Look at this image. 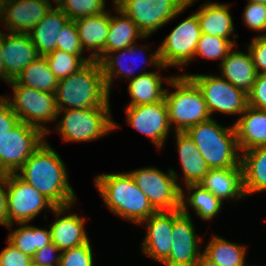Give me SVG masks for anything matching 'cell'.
Returning <instances> with one entry per match:
<instances>
[{
    "mask_svg": "<svg viewBox=\"0 0 266 266\" xmlns=\"http://www.w3.org/2000/svg\"><path fill=\"white\" fill-rule=\"evenodd\" d=\"M17 176L34 187L56 207L72 205L76 195L68 183L66 167L59 155L44 142L18 170Z\"/></svg>",
    "mask_w": 266,
    "mask_h": 266,
    "instance_id": "cell-1",
    "label": "cell"
},
{
    "mask_svg": "<svg viewBox=\"0 0 266 266\" xmlns=\"http://www.w3.org/2000/svg\"><path fill=\"white\" fill-rule=\"evenodd\" d=\"M55 95L58 110H66L64 104L72 106L70 109L110 107V92L101 65L94 59L77 72L58 80Z\"/></svg>",
    "mask_w": 266,
    "mask_h": 266,
    "instance_id": "cell-2",
    "label": "cell"
},
{
    "mask_svg": "<svg viewBox=\"0 0 266 266\" xmlns=\"http://www.w3.org/2000/svg\"><path fill=\"white\" fill-rule=\"evenodd\" d=\"M94 181L105 204L120 217L139 224L156 212L130 173L98 175Z\"/></svg>",
    "mask_w": 266,
    "mask_h": 266,
    "instance_id": "cell-3",
    "label": "cell"
},
{
    "mask_svg": "<svg viewBox=\"0 0 266 266\" xmlns=\"http://www.w3.org/2000/svg\"><path fill=\"white\" fill-rule=\"evenodd\" d=\"M186 132L210 169L231 168L240 164L234 125L224 128L211 118L190 127Z\"/></svg>",
    "mask_w": 266,
    "mask_h": 266,
    "instance_id": "cell-4",
    "label": "cell"
},
{
    "mask_svg": "<svg viewBox=\"0 0 266 266\" xmlns=\"http://www.w3.org/2000/svg\"><path fill=\"white\" fill-rule=\"evenodd\" d=\"M176 90L165 91L170 125L175 123V132H186L190 127L211 119L203 94L196 83L187 76L179 75L166 79Z\"/></svg>",
    "mask_w": 266,
    "mask_h": 266,
    "instance_id": "cell-5",
    "label": "cell"
},
{
    "mask_svg": "<svg viewBox=\"0 0 266 266\" xmlns=\"http://www.w3.org/2000/svg\"><path fill=\"white\" fill-rule=\"evenodd\" d=\"M110 107H92L87 109L58 110L64 111V117L58 122V130L63 139L68 141H93L103 137L118 125L110 118Z\"/></svg>",
    "mask_w": 266,
    "mask_h": 266,
    "instance_id": "cell-6",
    "label": "cell"
},
{
    "mask_svg": "<svg viewBox=\"0 0 266 266\" xmlns=\"http://www.w3.org/2000/svg\"><path fill=\"white\" fill-rule=\"evenodd\" d=\"M6 187L8 227L14 225V221L18 224L29 223L47 207H50L59 217L72 206L56 207L34 187L20 179L17 174H6Z\"/></svg>",
    "mask_w": 266,
    "mask_h": 266,
    "instance_id": "cell-7",
    "label": "cell"
},
{
    "mask_svg": "<svg viewBox=\"0 0 266 266\" xmlns=\"http://www.w3.org/2000/svg\"><path fill=\"white\" fill-rule=\"evenodd\" d=\"M196 0H113V3L150 36Z\"/></svg>",
    "mask_w": 266,
    "mask_h": 266,
    "instance_id": "cell-8",
    "label": "cell"
},
{
    "mask_svg": "<svg viewBox=\"0 0 266 266\" xmlns=\"http://www.w3.org/2000/svg\"><path fill=\"white\" fill-rule=\"evenodd\" d=\"M200 36V24L194 13L172 30L158 50L151 54L148 64L156 65L158 69L187 64L194 57Z\"/></svg>",
    "mask_w": 266,
    "mask_h": 266,
    "instance_id": "cell-9",
    "label": "cell"
},
{
    "mask_svg": "<svg viewBox=\"0 0 266 266\" xmlns=\"http://www.w3.org/2000/svg\"><path fill=\"white\" fill-rule=\"evenodd\" d=\"M9 83L14 91V99L7 100L13 112L21 122L35 126L47 134L49 131L40 123L55 121L58 117L55 93L18 85L14 80Z\"/></svg>",
    "mask_w": 266,
    "mask_h": 266,
    "instance_id": "cell-10",
    "label": "cell"
},
{
    "mask_svg": "<svg viewBox=\"0 0 266 266\" xmlns=\"http://www.w3.org/2000/svg\"><path fill=\"white\" fill-rule=\"evenodd\" d=\"M129 173L156 211L180 208L181 186L176 182L177 174L174 170L164 174L155 167H146Z\"/></svg>",
    "mask_w": 266,
    "mask_h": 266,
    "instance_id": "cell-11",
    "label": "cell"
},
{
    "mask_svg": "<svg viewBox=\"0 0 266 266\" xmlns=\"http://www.w3.org/2000/svg\"><path fill=\"white\" fill-rule=\"evenodd\" d=\"M44 136L39 128L21 121L10 130L0 140V169L4 174H16L44 142Z\"/></svg>",
    "mask_w": 266,
    "mask_h": 266,
    "instance_id": "cell-12",
    "label": "cell"
},
{
    "mask_svg": "<svg viewBox=\"0 0 266 266\" xmlns=\"http://www.w3.org/2000/svg\"><path fill=\"white\" fill-rule=\"evenodd\" d=\"M183 76L190 77L199 87L210 115L214 111L224 114H242L248 106L247 94L221 76L200 74Z\"/></svg>",
    "mask_w": 266,
    "mask_h": 266,
    "instance_id": "cell-13",
    "label": "cell"
},
{
    "mask_svg": "<svg viewBox=\"0 0 266 266\" xmlns=\"http://www.w3.org/2000/svg\"><path fill=\"white\" fill-rule=\"evenodd\" d=\"M172 247L169 257L163 262L166 266H196L200 253L199 238L188 212L173 210ZM198 241V242H197Z\"/></svg>",
    "mask_w": 266,
    "mask_h": 266,
    "instance_id": "cell-14",
    "label": "cell"
},
{
    "mask_svg": "<svg viewBox=\"0 0 266 266\" xmlns=\"http://www.w3.org/2000/svg\"><path fill=\"white\" fill-rule=\"evenodd\" d=\"M126 112L129 124L150 137L158 149L161 148L171 126L165 99L146 105L127 106Z\"/></svg>",
    "mask_w": 266,
    "mask_h": 266,
    "instance_id": "cell-15",
    "label": "cell"
},
{
    "mask_svg": "<svg viewBox=\"0 0 266 266\" xmlns=\"http://www.w3.org/2000/svg\"><path fill=\"white\" fill-rule=\"evenodd\" d=\"M49 0H0V21L12 33H29L51 10Z\"/></svg>",
    "mask_w": 266,
    "mask_h": 266,
    "instance_id": "cell-16",
    "label": "cell"
},
{
    "mask_svg": "<svg viewBox=\"0 0 266 266\" xmlns=\"http://www.w3.org/2000/svg\"><path fill=\"white\" fill-rule=\"evenodd\" d=\"M146 222L147 234L144 238L143 251L149 257L163 263L170 254L172 247L173 210L156 211Z\"/></svg>",
    "mask_w": 266,
    "mask_h": 266,
    "instance_id": "cell-17",
    "label": "cell"
},
{
    "mask_svg": "<svg viewBox=\"0 0 266 266\" xmlns=\"http://www.w3.org/2000/svg\"><path fill=\"white\" fill-rule=\"evenodd\" d=\"M40 55L27 33H3L5 82L16 79L20 72Z\"/></svg>",
    "mask_w": 266,
    "mask_h": 266,
    "instance_id": "cell-18",
    "label": "cell"
},
{
    "mask_svg": "<svg viewBox=\"0 0 266 266\" xmlns=\"http://www.w3.org/2000/svg\"><path fill=\"white\" fill-rule=\"evenodd\" d=\"M206 190L210 191L221 202L225 199L242 198L243 177L241 163L231 168L210 169L199 182Z\"/></svg>",
    "mask_w": 266,
    "mask_h": 266,
    "instance_id": "cell-19",
    "label": "cell"
},
{
    "mask_svg": "<svg viewBox=\"0 0 266 266\" xmlns=\"http://www.w3.org/2000/svg\"><path fill=\"white\" fill-rule=\"evenodd\" d=\"M242 114L234 124L239 150L266 146V110L248 105Z\"/></svg>",
    "mask_w": 266,
    "mask_h": 266,
    "instance_id": "cell-20",
    "label": "cell"
},
{
    "mask_svg": "<svg viewBox=\"0 0 266 266\" xmlns=\"http://www.w3.org/2000/svg\"><path fill=\"white\" fill-rule=\"evenodd\" d=\"M221 71L225 80L234 87L248 94L257 77V71L250 52L230 51L227 57L221 62Z\"/></svg>",
    "mask_w": 266,
    "mask_h": 266,
    "instance_id": "cell-21",
    "label": "cell"
},
{
    "mask_svg": "<svg viewBox=\"0 0 266 266\" xmlns=\"http://www.w3.org/2000/svg\"><path fill=\"white\" fill-rule=\"evenodd\" d=\"M70 19L56 6L28 33L40 56L56 49L57 37Z\"/></svg>",
    "mask_w": 266,
    "mask_h": 266,
    "instance_id": "cell-22",
    "label": "cell"
},
{
    "mask_svg": "<svg viewBox=\"0 0 266 266\" xmlns=\"http://www.w3.org/2000/svg\"><path fill=\"white\" fill-rule=\"evenodd\" d=\"M82 48L92 49L90 58L96 59L104 50L105 41L110 27V13L85 16L75 19Z\"/></svg>",
    "mask_w": 266,
    "mask_h": 266,
    "instance_id": "cell-23",
    "label": "cell"
},
{
    "mask_svg": "<svg viewBox=\"0 0 266 266\" xmlns=\"http://www.w3.org/2000/svg\"><path fill=\"white\" fill-rule=\"evenodd\" d=\"M116 8L117 13H120L121 17L110 15V27L105 41L104 50L95 59L98 62H100L108 53L128 48L133 45L137 37L147 38V36L143 35L130 17L122 12L118 7Z\"/></svg>",
    "mask_w": 266,
    "mask_h": 266,
    "instance_id": "cell-24",
    "label": "cell"
},
{
    "mask_svg": "<svg viewBox=\"0 0 266 266\" xmlns=\"http://www.w3.org/2000/svg\"><path fill=\"white\" fill-rule=\"evenodd\" d=\"M175 133L186 185L199 183L208 173L210 167L187 132Z\"/></svg>",
    "mask_w": 266,
    "mask_h": 266,
    "instance_id": "cell-25",
    "label": "cell"
},
{
    "mask_svg": "<svg viewBox=\"0 0 266 266\" xmlns=\"http://www.w3.org/2000/svg\"><path fill=\"white\" fill-rule=\"evenodd\" d=\"M241 154L245 196L266 190V146L250 148Z\"/></svg>",
    "mask_w": 266,
    "mask_h": 266,
    "instance_id": "cell-26",
    "label": "cell"
},
{
    "mask_svg": "<svg viewBox=\"0 0 266 266\" xmlns=\"http://www.w3.org/2000/svg\"><path fill=\"white\" fill-rule=\"evenodd\" d=\"M84 222V218H80L76 214L66 215L56 220L49 226L51 231V242L54 243L61 252L89 242L85 232Z\"/></svg>",
    "mask_w": 266,
    "mask_h": 266,
    "instance_id": "cell-27",
    "label": "cell"
},
{
    "mask_svg": "<svg viewBox=\"0 0 266 266\" xmlns=\"http://www.w3.org/2000/svg\"><path fill=\"white\" fill-rule=\"evenodd\" d=\"M229 5L219 3H205L196 12L201 33L229 39L234 32V26L229 13Z\"/></svg>",
    "mask_w": 266,
    "mask_h": 266,
    "instance_id": "cell-28",
    "label": "cell"
},
{
    "mask_svg": "<svg viewBox=\"0 0 266 266\" xmlns=\"http://www.w3.org/2000/svg\"><path fill=\"white\" fill-rule=\"evenodd\" d=\"M154 72H142L130 79L128 91L132 97L127 106L146 105L164 99L166 89L162 87L161 75Z\"/></svg>",
    "mask_w": 266,
    "mask_h": 266,
    "instance_id": "cell-29",
    "label": "cell"
},
{
    "mask_svg": "<svg viewBox=\"0 0 266 266\" xmlns=\"http://www.w3.org/2000/svg\"><path fill=\"white\" fill-rule=\"evenodd\" d=\"M18 85L56 93L58 79L49 68L45 56L29 63L14 80Z\"/></svg>",
    "mask_w": 266,
    "mask_h": 266,
    "instance_id": "cell-30",
    "label": "cell"
},
{
    "mask_svg": "<svg viewBox=\"0 0 266 266\" xmlns=\"http://www.w3.org/2000/svg\"><path fill=\"white\" fill-rule=\"evenodd\" d=\"M18 229L8 235V240L15 248L31 257L36 251L51 243V231L20 223Z\"/></svg>",
    "mask_w": 266,
    "mask_h": 266,
    "instance_id": "cell-31",
    "label": "cell"
},
{
    "mask_svg": "<svg viewBox=\"0 0 266 266\" xmlns=\"http://www.w3.org/2000/svg\"><path fill=\"white\" fill-rule=\"evenodd\" d=\"M187 187L192 194L189 195L186 203L183 194L185 192L181 188V212H187L186 205L188 204L195 209L196 214L203 220H210L213 216L218 214V211L221 209L222 202L217 197L199 183H191L188 184Z\"/></svg>",
    "mask_w": 266,
    "mask_h": 266,
    "instance_id": "cell-32",
    "label": "cell"
},
{
    "mask_svg": "<svg viewBox=\"0 0 266 266\" xmlns=\"http://www.w3.org/2000/svg\"><path fill=\"white\" fill-rule=\"evenodd\" d=\"M245 251L244 246L214 236L203 254L219 266H245Z\"/></svg>",
    "mask_w": 266,
    "mask_h": 266,
    "instance_id": "cell-33",
    "label": "cell"
},
{
    "mask_svg": "<svg viewBox=\"0 0 266 266\" xmlns=\"http://www.w3.org/2000/svg\"><path fill=\"white\" fill-rule=\"evenodd\" d=\"M137 48L138 47H136V45L133 44V45L129 46L128 48H124V49H121V50L113 51L111 53H108L99 62L100 65H101V68H102V73H103V76L105 78V83H106V87H107L108 91H110V89H111L110 86H111V84L113 82V78H114L115 75L117 77H120L121 78V76L124 74L126 77H128L129 79H131L130 76L133 75V72H132L133 68L129 69L128 67L124 66L125 59H124L123 55L125 56L126 53H127L128 55L131 54V57H132V55L134 57V54H136V52H137V51L135 52V50H137ZM117 52L119 54H117ZM114 54L115 55L117 54L118 57L115 56ZM123 59H124V61H123ZM141 62H143V61L141 60Z\"/></svg>",
    "mask_w": 266,
    "mask_h": 266,
    "instance_id": "cell-34",
    "label": "cell"
},
{
    "mask_svg": "<svg viewBox=\"0 0 266 266\" xmlns=\"http://www.w3.org/2000/svg\"><path fill=\"white\" fill-rule=\"evenodd\" d=\"M236 40L232 42L230 39L219 36H212L206 33H201L200 39L195 49V56H202L208 59H220L222 61L227 57Z\"/></svg>",
    "mask_w": 266,
    "mask_h": 266,
    "instance_id": "cell-35",
    "label": "cell"
},
{
    "mask_svg": "<svg viewBox=\"0 0 266 266\" xmlns=\"http://www.w3.org/2000/svg\"><path fill=\"white\" fill-rule=\"evenodd\" d=\"M47 64L58 80L77 72L86 63L78 56L55 49L45 56Z\"/></svg>",
    "mask_w": 266,
    "mask_h": 266,
    "instance_id": "cell-36",
    "label": "cell"
},
{
    "mask_svg": "<svg viewBox=\"0 0 266 266\" xmlns=\"http://www.w3.org/2000/svg\"><path fill=\"white\" fill-rule=\"evenodd\" d=\"M57 7L70 20L106 12L105 0H60Z\"/></svg>",
    "mask_w": 266,
    "mask_h": 266,
    "instance_id": "cell-37",
    "label": "cell"
},
{
    "mask_svg": "<svg viewBox=\"0 0 266 266\" xmlns=\"http://www.w3.org/2000/svg\"><path fill=\"white\" fill-rule=\"evenodd\" d=\"M56 49L66 53L78 55L85 63L91 62L93 59L82 57L84 49L82 48L75 20H69L62 28L57 37Z\"/></svg>",
    "mask_w": 266,
    "mask_h": 266,
    "instance_id": "cell-38",
    "label": "cell"
},
{
    "mask_svg": "<svg viewBox=\"0 0 266 266\" xmlns=\"http://www.w3.org/2000/svg\"><path fill=\"white\" fill-rule=\"evenodd\" d=\"M59 266H93V254L90 241L71 249L60 252Z\"/></svg>",
    "mask_w": 266,
    "mask_h": 266,
    "instance_id": "cell-39",
    "label": "cell"
},
{
    "mask_svg": "<svg viewBox=\"0 0 266 266\" xmlns=\"http://www.w3.org/2000/svg\"><path fill=\"white\" fill-rule=\"evenodd\" d=\"M243 19L246 26L254 31H266V4L248 1Z\"/></svg>",
    "mask_w": 266,
    "mask_h": 266,
    "instance_id": "cell-40",
    "label": "cell"
},
{
    "mask_svg": "<svg viewBox=\"0 0 266 266\" xmlns=\"http://www.w3.org/2000/svg\"><path fill=\"white\" fill-rule=\"evenodd\" d=\"M248 50L251 54L257 74H265L266 73V33L261 36L259 35L253 38L250 46L248 47Z\"/></svg>",
    "mask_w": 266,
    "mask_h": 266,
    "instance_id": "cell-41",
    "label": "cell"
},
{
    "mask_svg": "<svg viewBox=\"0 0 266 266\" xmlns=\"http://www.w3.org/2000/svg\"><path fill=\"white\" fill-rule=\"evenodd\" d=\"M0 266H32V257L22 253L8 241V246L0 253Z\"/></svg>",
    "mask_w": 266,
    "mask_h": 266,
    "instance_id": "cell-42",
    "label": "cell"
},
{
    "mask_svg": "<svg viewBox=\"0 0 266 266\" xmlns=\"http://www.w3.org/2000/svg\"><path fill=\"white\" fill-rule=\"evenodd\" d=\"M247 96L249 106L266 110V73L257 74L252 89Z\"/></svg>",
    "mask_w": 266,
    "mask_h": 266,
    "instance_id": "cell-43",
    "label": "cell"
},
{
    "mask_svg": "<svg viewBox=\"0 0 266 266\" xmlns=\"http://www.w3.org/2000/svg\"><path fill=\"white\" fill-rule=\"evenodd\" d=\"M20 122L13 112L8 100L0 98V140Z\"/></svg>",
    "mask_w": 266,
    "mask_h": 266,
    "instance_id": "cell-44",
    "label": "cell"
},
{
    "mask_svg": "<svg viewBox=\"0 0 266 266\" xmlns=\"http://www.w3.org/2000/svg\"><path fill=\"white\" fill-rule=\"evenodd\" d=\"M57 251L61 250L51 242L43 249L36 251L32 257V266H59L61 254L57 256L53 255L56 254Z\"/></svg>",
    "mask_w": 266,
    "mask_h": 266,
    "instance_id": "cell-45",
    "label": "cell"
},
{
    "mask_svg": "<svg viewBox=\"0 0 266 266\" xmlns=\"http://www.w3.org/2000/svg\"><path fill=\"white\" fill-rule=\"evenodd\" d=\"M0 184V224L8 227L6 175L0 179Z\"/></svg>",
    "mask_w": 266,
    "mask_h": 266,
    "instance_id": "cell-46",
    "label": "cell"
},
{
    "mask_svg": "<svg viewBox=\"0 0 266 266\" xmlns=\"http://www.w3.org/2000/svg\"><path fill=\"white\" fill-rule=\"evenodd\" d=\"M3 33L0 31V79L5 81V66L3 63Z\"/></svg>",
    "mask_w": 266,
    "mask_h": 266,
    "instance_id": "cell-47",
    "label": "cell"
},
{
    "mask_svg": "<svg viewBox=\"0 0 266 266\" xmlns=\"http://www.w3.org/2000/svg\"><path fill=\"white\" fill-rule=\"evenodd\" d=\"M196 266H219L217 263L211 261L208 259L204 254H202L199 257L198 262L196 263Z\"/></svg>",
    "mask_w": 266,
    "mask_h": 266,
    "instance_id": "cell-48",
    "label": "cell"
},
{
    "mask_svg": "<svg viewBox=\"0 0 266 266\" xmlns=\"http://www.w3.org/2000/svg\"><path fill=\"white\" fill-rule=\"evenodd\" d=\"M249 1H255V2H258V3L266 4V0H249Z\"/></svg>",
    "mask_w": 266,
    "mask_h": 266,
    "instance_id": "cell-49",
    "label": "cell"
},
{
    "mask_svg": "<svg viewBox=\"0 0 266 266\" xmlns=\"http://www.w3.org/2000/svg\"><path fill=\"white\" fill-rule=\"evenodd\" d=\"M5 176L4 172L0 169V179Z\"/></svg>",
    "mask_w": 266,
    "mask_h": 266,
    "instance_id": "cell-50",
    "label": "cell"
},
{
    "mask_svg": "<svg viewBox=\"0 0 266 266\" xmlns=\"http://www.w3.org/2000/svg\"><path fill=\"white\" fill-rule=\"evenodd\" d=\"M56 4L60 1V0H53Z\"/></svg>",
    "mask_w": 266,
    "mask_h": 266,
    "instance_id": "cell-51",
    "label": "cell"
}]
</instances>
